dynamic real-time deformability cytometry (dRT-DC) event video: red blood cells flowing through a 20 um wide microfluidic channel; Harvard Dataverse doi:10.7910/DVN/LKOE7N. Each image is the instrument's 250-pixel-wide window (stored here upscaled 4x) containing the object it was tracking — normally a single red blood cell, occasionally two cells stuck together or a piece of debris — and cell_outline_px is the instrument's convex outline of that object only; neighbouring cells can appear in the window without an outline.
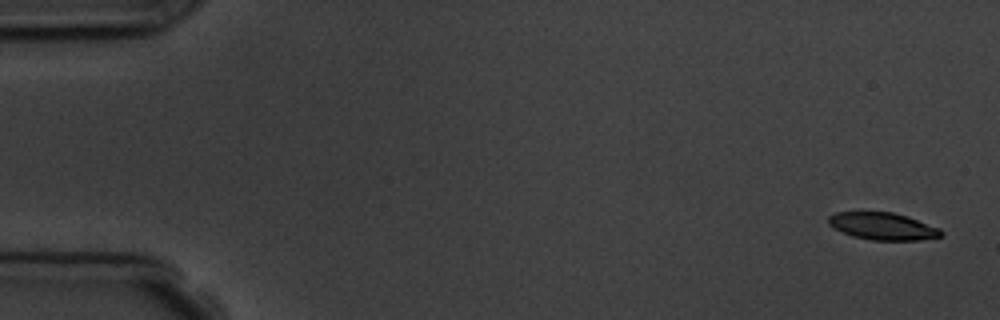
{"species": "common noctule bat (a hibernating species)", "species_latin": "Nyctalus noctula", "temperature_condition": "room temperature", "stored_images_in_passage": 10, "camera_frame_rate_fps": 3000, "um_per_image_px": 0.085, "animal": {"sex": "male", "body_mass_g": 19.5, "forearm_length_mm": 54.6}, "frame": {"image": 1, "passage_image": 1, "time_ms": 0.0, "image_size_px": [1000, 320], "cell_outline_px": [[944, 232], [940, 236], [920, 240], [872, 240], [852, 236], [828, 224], [828, 216], [836, 212], [892, 212], [908, 216], [940, 228]], "centroid_in_image_um": [75.05, 19.22], "position_along_channel_um": 9.9, "area_um2": 17.8}}